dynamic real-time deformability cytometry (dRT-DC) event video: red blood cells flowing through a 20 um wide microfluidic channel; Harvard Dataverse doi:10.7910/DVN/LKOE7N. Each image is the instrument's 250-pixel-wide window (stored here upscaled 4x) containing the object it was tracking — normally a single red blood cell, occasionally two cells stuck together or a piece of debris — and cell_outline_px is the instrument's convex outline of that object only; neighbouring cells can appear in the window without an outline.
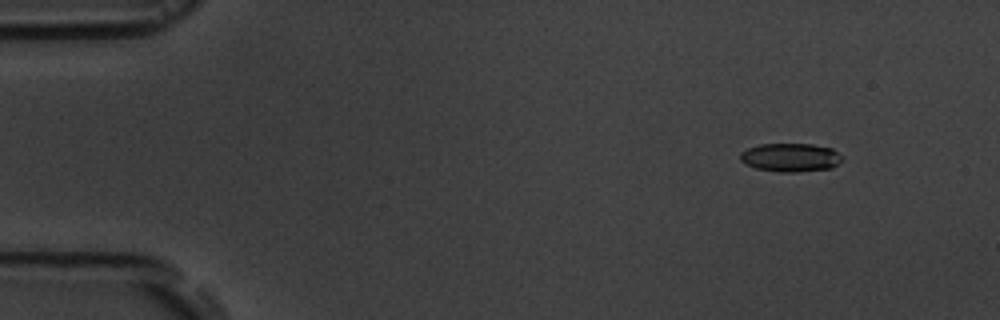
{"species": "common noctule bat (a hibernating species)", "species_latin": "Nyctalus noctula", "temperature_condition": "room temperature", "stored_images_in_passage": 6, "camera_frame_rate_fps": 3000, "um_per_image_px": 0.085, "animal": {"sex": "male", "body_mass_g": 19.5, "forearm_length_mm": 54.6}, "frame": {"image": 1, "passage_image": 2, "time_ms": 1.333, "image_size_px": [1000, 320], "cell_outline_px": [[844, 160], [832, 168], [796, 172], [780, 172], [756, 168], [744, 164], [740, 160], [740, 152], [748, 148], [760, 144], [812, 144], [832, 148], [844, 156]], "centroid_in_image_um": [67.22, 13.38], "position_along_channel_um": 17.8, "area_um2": 17.17}}
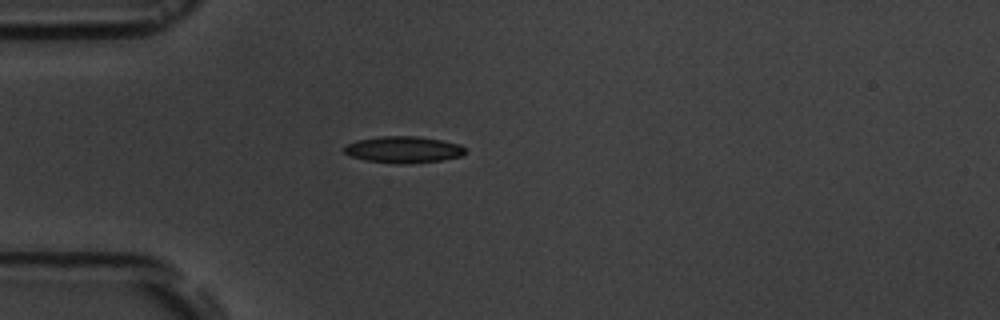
{"frame": {"image": 2, "passage_image": 5, "time_ms": 4.667, "image_size_px": [1000, 320], "cell_outline_px": [[464, 152], [460, 156], [440, 160], [404, 164], [392, 164], [364, 160], [352, 156], [344, 152], [344, 148], [348, 144], [356, 140], [380, 136], [416, 136], [440, 140], [460, 144], [464, 148]], "centroid_in_image_um": [34.25, 12.72], "position_along_channel_um": 50.7, "area_um2": 18.61}}